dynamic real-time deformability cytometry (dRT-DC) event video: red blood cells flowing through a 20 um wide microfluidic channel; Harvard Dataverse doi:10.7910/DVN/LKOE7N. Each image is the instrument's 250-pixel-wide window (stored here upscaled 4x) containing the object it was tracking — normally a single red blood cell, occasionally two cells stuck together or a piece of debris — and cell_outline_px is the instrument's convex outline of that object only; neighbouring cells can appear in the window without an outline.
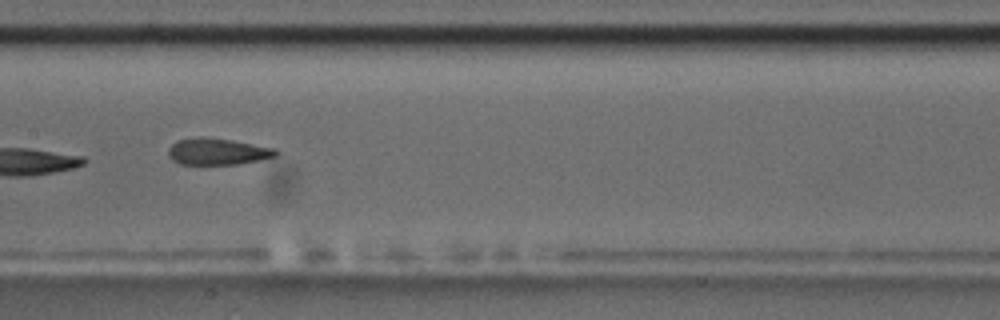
{"species": "common noctule bat (a hibernating species)", "species_latin": "Nyctalus noctula", "temperature_condition": "room temperature", "stored_images_in_passage": 9, "camera_frame_rate_fps": 3000, "um_per_image_px": 0.085, "animal": {"sex": "male", "body_mass_g": 17.5, "forearm_length_mm": 52.3}, "frame": {"image": 1, "passage_image": 8, "time_ms": 9.0, "image_size_px": [1000, 320], "cell_outline_px": [[280, 152], [276, 156], [260, 160], [236, 164], [180, 164], [172, 160], [168, 156], [168, 148], [176, 140], [200, 136], [204, 136], [232, 140], [276, 148]], "centroid_in_image_um": [18.49, 12.87], "position_along_channel_um": 188.9, "area_um2": 16.88}}